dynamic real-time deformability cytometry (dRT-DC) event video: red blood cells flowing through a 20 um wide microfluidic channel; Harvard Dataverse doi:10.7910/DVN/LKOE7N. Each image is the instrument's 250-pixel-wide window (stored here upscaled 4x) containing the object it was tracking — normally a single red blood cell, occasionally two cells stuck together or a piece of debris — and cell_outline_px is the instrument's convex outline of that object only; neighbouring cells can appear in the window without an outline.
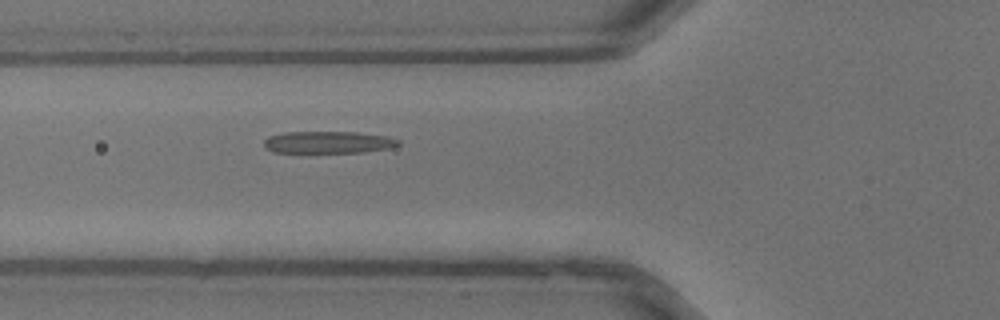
{"species": "common noctule bat (a hibernating species)", "species_latin": "Nyctalus noctula", "temperature_condition": "warm", "stored_images_in_passage": 28, "camera_frame_rate_fps": 3000, "um_per_image_px": 0.085, "animal": {"sex": "male", "body_mass_g": 13.3}, "frame": {"image": 1, "passage_image": 6, "time_ms": 1.667, "image_size_px": [1000, 320], "cell_outline_px": [[400, 144], [388, 148], [364, 152], [272, 152], [264, 148], [264, 140], [268, 136], [284, 132], [356, 132], [388, 136], [400, 140]], "centroid_in_image_um": [27.87, 12.09], "position_along_channel_um": 97.9, "area_um2": 17.28}}
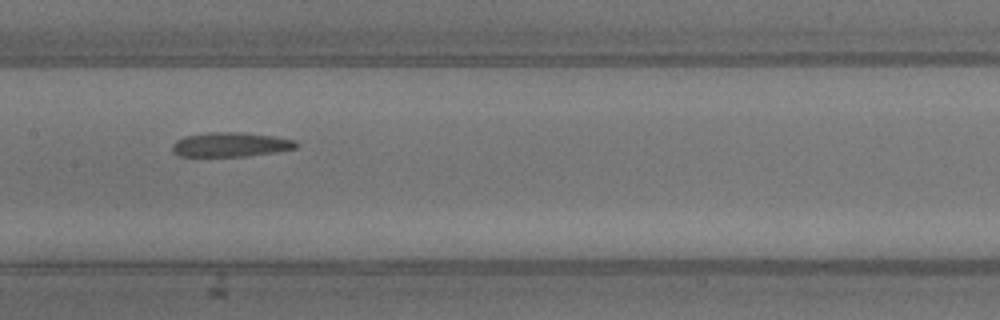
{"frame": {"image": 2, "passage_image": 11, "time_ms": 3.333, "image_size_px": [1000, 320], "cell_outline_px": [[300, 144], [296, 148], [276, 152], [248, 156], [180, 156], [172, 152], [172, 144], [176, 140], [184, 136], [208, 132], [240, 132], [276, 136], [296, 140]], "centroid_in_image_um": [19.62, 12.28], "position_along_channel_um": 187.8, "area_um2": 17.86}}
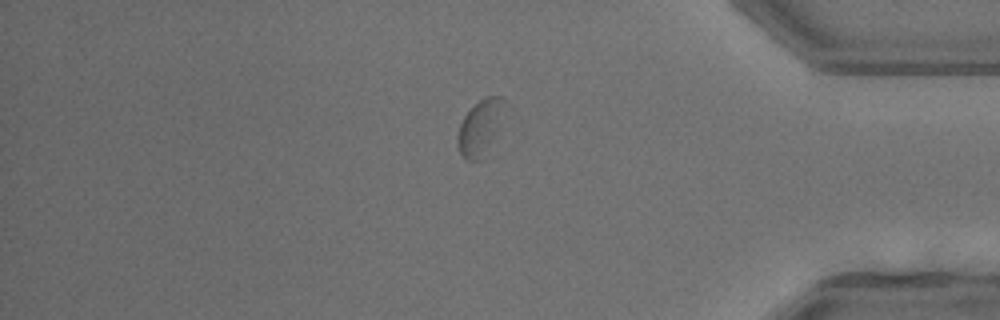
{"frame": {"image": 3, "passage_image": 24, "time_ms": 7.667, "image_size_px": [1000, 320], "cell_outline_px": [[508, 104], [480, 160], [468, 160], [460, 152], [456, 144], [456, 136], [460, 124], [464, 116], [472, 104], [484, 96], [504, 96], [508, 100]], "centroid_in_image_um": [40.79, 10.7], "position_along_channel_um": 394.4, "area_um2": 14.91}}